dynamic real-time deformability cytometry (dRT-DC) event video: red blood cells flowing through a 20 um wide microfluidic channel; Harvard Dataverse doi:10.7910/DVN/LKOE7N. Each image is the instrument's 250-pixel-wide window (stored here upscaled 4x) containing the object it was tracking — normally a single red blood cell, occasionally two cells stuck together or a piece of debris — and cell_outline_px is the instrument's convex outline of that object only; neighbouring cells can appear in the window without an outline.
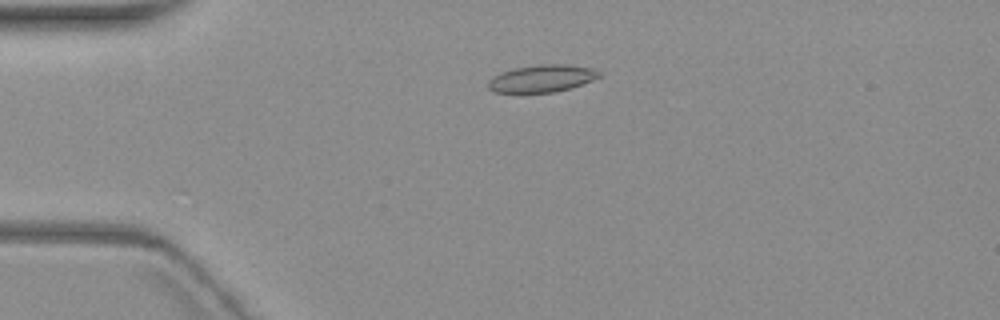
{"species": "common noctule bat (a hibernating species)", "species_latin": "Nyctalus noctula", "temperature_condition": "warm", "stored_images_in_passage": 2, "camera_frame_rate_fps": 3000, "um_per_image_px": 0.085, "animal": {"sex": "female", "body_mass_g": 19.3, "forearm_length_mm": 54.1}, "frame": {"image": 1, "passage_image": 1, "time_ms": 0.0, "image_size_px": [1000, 320], "cell_outline_px": [[600, 76], [592, 80], [572, 88], [556, 92], [492, 92], [488, 88], [488, 80], [492, 76], [500, 72], [512, 68], [540, 64], [564, 64], [592, 68], [600, 72]], "centroid_in_image_um": [46.02, 6.66], "position_along_channel_um": 39.0, "area_um2": 17.74}}
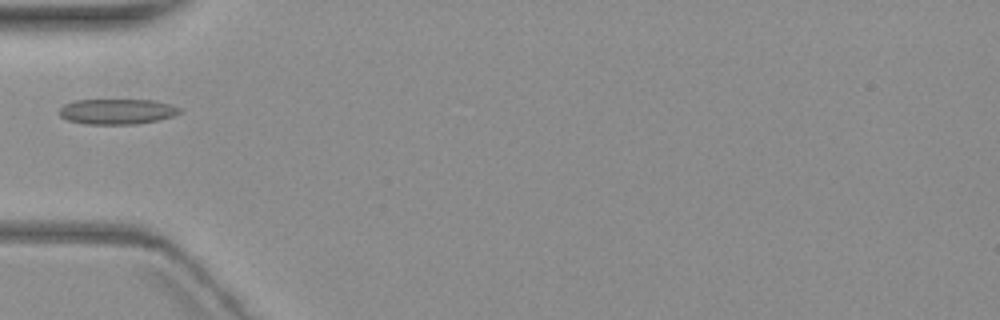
{"frame": {"image": 2, "passage_image": 2, "time_ms": 2.0, "image_size_px": [1000, 320], "cell_outline_px": [[180, 112], [172, 116], [156, 120], [132, 124], [84, 124], [68, 120], [60, 116], [60, 108], [64, 104], [76, 100], [152, 100], [168, 104], [180, 108]], "centroid_in_image_um": [9.9, 9.48], "position_along_channel_um": 75.1, "area_um2": 17.51}}